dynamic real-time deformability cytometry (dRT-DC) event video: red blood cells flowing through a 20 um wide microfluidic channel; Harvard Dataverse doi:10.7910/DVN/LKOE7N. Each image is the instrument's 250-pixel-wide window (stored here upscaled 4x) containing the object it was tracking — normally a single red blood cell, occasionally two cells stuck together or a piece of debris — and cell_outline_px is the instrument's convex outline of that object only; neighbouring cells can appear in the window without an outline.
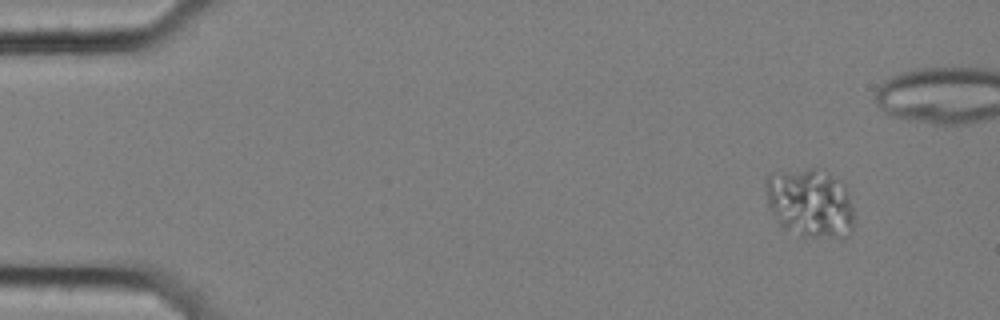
{"species": "common noctule bat (a hibernating species)", "species_latin": "Nyctalus noctula", "temperature_condition": "cold", "stored_images_in_passage": 9, "camera_frame_rate_fps": 3000, "um_per_image_px": 0.085, "animal": {"sex": "female", "body_mass_g": 25.1}, "frame": {"image": 1, "passage_image": 1, "time_ms": 0.0, "image_size_px": [1000, 320], "cell_outline_px": [[852, 228], [848, 236], [844, 240], [804, 240], [784, 228], [780, 224], [772, 212], [768, 204], [764, 180], [768, 172], [812, 168], [840, 180], [844, 184], [848, 192], [852, 208]], "centroid_in_image_um": [68.85, 17.34], "position_along_channel_um": 16.2, "area_um2": 36.65}}